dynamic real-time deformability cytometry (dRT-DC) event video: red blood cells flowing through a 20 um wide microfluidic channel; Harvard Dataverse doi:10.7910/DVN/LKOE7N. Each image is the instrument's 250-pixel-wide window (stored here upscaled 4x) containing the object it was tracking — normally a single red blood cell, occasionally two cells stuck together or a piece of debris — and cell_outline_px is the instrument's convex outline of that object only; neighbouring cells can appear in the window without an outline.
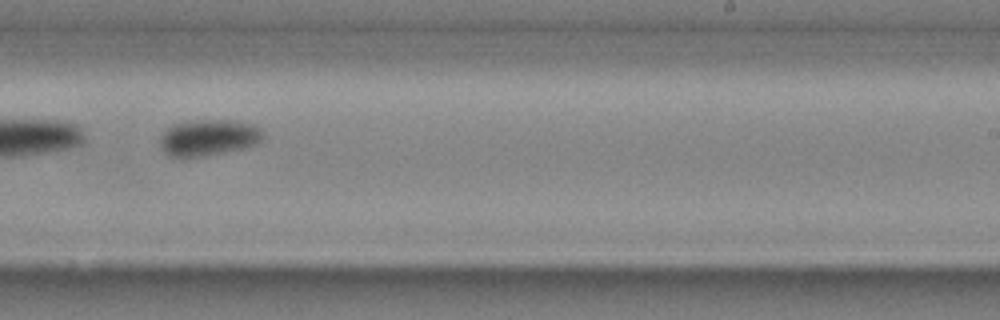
{"species": "common noctule bat (a hibernating species)", "species_latin": "Nyctalus noctula", "temperature_condition": "cold", "stored_images_in_passage": 30, "camera_frame_rate_fps": 3000, "um_per_image_px": 0.085, "animal": {"sex": "male", "body_mass_g": 20.4}, "frame": {"image": 1, "passage_image": 18, "time_ms": 5.667, "image_size_px": [1000, 320], "cell_outline_px": [[260, 140], [256, 144], [224, 152], [204, 156], [180, 160], [168, 156], [160, 148], [160, 136], [168, 128], [176, 124], [192, 120], [232, 120], [252, 124], [260, 128]], "centroid_in_image_um": [17.62, 11.73], "position_along_channel_um": 271.4, "area_um2": 21.85}}